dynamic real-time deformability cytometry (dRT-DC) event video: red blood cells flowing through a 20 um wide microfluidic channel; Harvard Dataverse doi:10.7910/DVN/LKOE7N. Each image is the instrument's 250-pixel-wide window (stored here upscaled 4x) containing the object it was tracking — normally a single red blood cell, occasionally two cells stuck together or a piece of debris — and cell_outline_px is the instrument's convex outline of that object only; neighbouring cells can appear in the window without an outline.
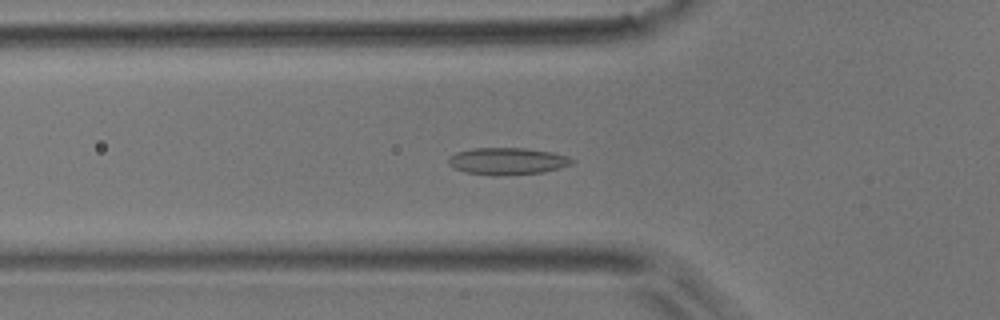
{"species": "common noctule bat (a hibernating species)", "species_latin": "Nyctalus noctula", "temperature_condition": "room temperature", "stored_images_in_passage": 50, "camera_frame_rate_fps": 3000, "um_per_image_px": 0.085, "animal": {"sex": "male", "body_mass_g": 17.9}, "frame": {"image": 1, "passage_image": 16, "time_ms": 5.0, "image_size_px": [1000, 320], "cell_outline_px": [[576, 160], [572, 164], [560, 168], [544, 172], [496, 176], [464, 172], [452, 168], [448, 164], [448, 156], [456, 152], [472, 148], [524, 148], [552, 152], [568, 156]], "centroid_in_image_um": [43.1, 13.7], "position_along_channel_um": 82.7, "area_um2": 19.71}}
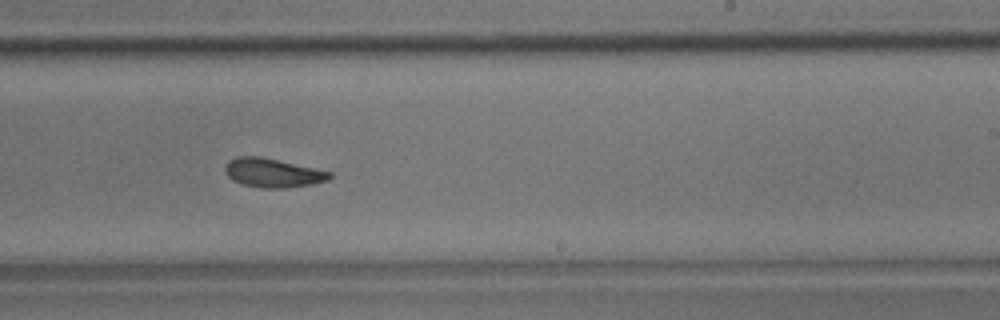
{"frame": {"image": 2, "passage_image": 30, "time_ms": 9.667, "image_size_px": [1000, 320], "cell_outline_px": [[332, 176], [328, 180], [312, 184], [284, 188], [264, 188], [240, 184], [232, 180], [224, 172], [224, 168], [228, 160], [236, 156], [260, 156], [332, 172]], "centroid_in_image_um": [23.14, 14.69], "position_along_channel_um": 265.9, "area_um2": 17.69}}
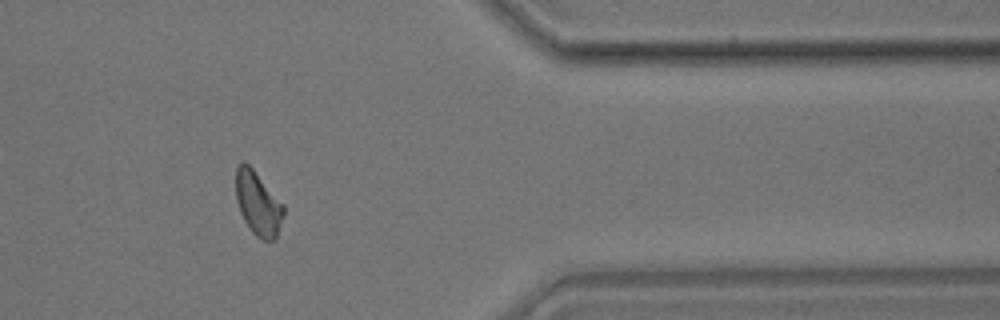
{"frame": {"image": 3, "passage_image": 41, "time_ms": 13.333, "image_size_px": [1000, 320], "cell_outline_px": [[284, 216], [276, 236], [272, 240], [264, 240], [256, 236], [252, 232], [244, 220], [240, 212], [236, 200], [236, 168], [244, 160], [252, 168], [284, 204]], "centroid_in_image_um": [21.93, 17.29], "position_along_channel_um": 389.5, "area_um2": 17.63}, "authors_computed_cell_mechanics": {"area_um2": 17.8024, "velocity_mm_per_s": 3.9178, "shape_relaxation_time_tau1_ms": 5.9141, "shape_relaxation_time_tau2_ms": 2.599, "deformation_change_tau1": 0.1104, "deformation_change_tau2": 0.0785}}